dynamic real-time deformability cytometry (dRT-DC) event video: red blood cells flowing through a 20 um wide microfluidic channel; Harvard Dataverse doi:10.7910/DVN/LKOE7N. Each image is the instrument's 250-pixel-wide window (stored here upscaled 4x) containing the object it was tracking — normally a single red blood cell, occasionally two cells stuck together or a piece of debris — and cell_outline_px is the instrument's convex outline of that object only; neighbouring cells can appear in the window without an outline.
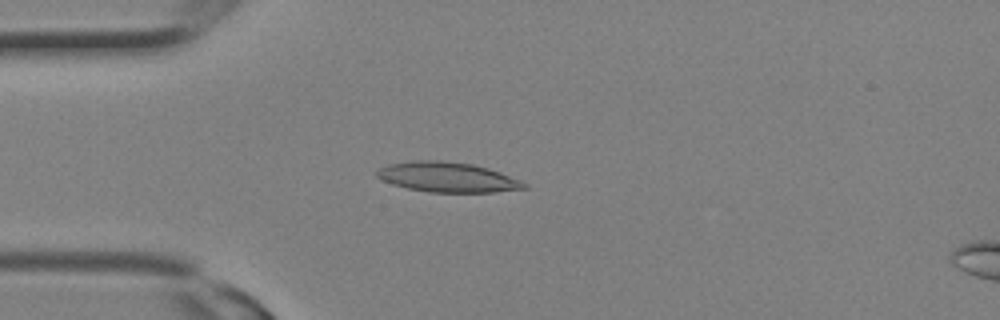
{"species": "Egyptian fruit bat (a non-hibernating species)", "species_latin": "Rousettus aegyptiacus", "temperature_condition": "room temperature", "stored_images_in_passage": 8, "camera_frame_rate_fps": 3000, "um_per_image_px": 0.085, "animal": {"sex": "female"}, "frame": {"image": 1, "passage_image": 7, "time_ms": 2.0, "image_size_px": [1000, 320], "cell_outline_px": [[528, 188], [492, 192], [428, 192], [408, 188], [392, 184], [376, 176], [376, 172], [380, 168], [388, 164], [412, 160], [440, 160], [472, 164], [488, 168], [500, 172], [520, 180], [528, 184]], "centroid_in_image_um": [38.04, 15.05], "position_along_channel_um": 47.0, "area_um2": 25.66}}